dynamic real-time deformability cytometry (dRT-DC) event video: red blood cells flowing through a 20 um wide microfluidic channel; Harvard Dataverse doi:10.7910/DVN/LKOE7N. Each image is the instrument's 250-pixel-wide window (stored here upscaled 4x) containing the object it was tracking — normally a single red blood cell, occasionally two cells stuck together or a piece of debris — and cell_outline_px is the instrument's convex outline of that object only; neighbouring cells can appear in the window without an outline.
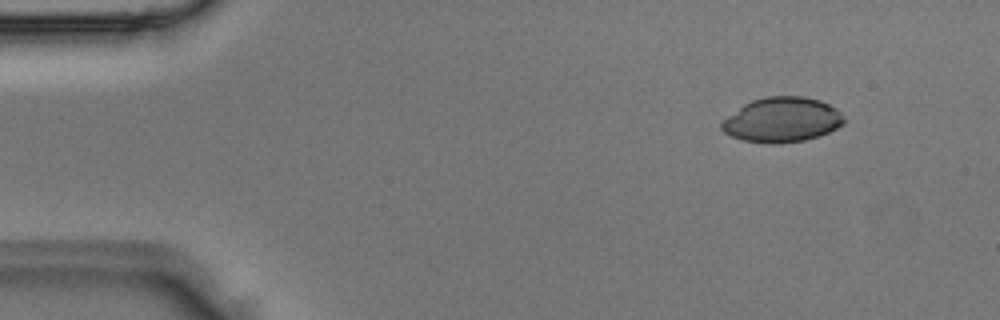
{"species": "Egyptian fruit bat (a non-hibernating species)", "species_latin": "Rousettus aegyptiacus", "temperature_condition": "room temperature", "stored_images_in_passage": 3, "camera_frame_rate_fps": 3000, "um_per_image_px": 0.085, "animal": {"sex": "male"}, "frame": {"image": 1, "passage_image": 1, "time_ms": 0.0, "image_size_px": [1000, 320], "cell_outline_px": [[844, 124], [828, 132], [804, 140], [780, 144], [772, 144], [740, 140], [724, 132], [720, 128], [720, 124], [728, 116], [744, 104], [752, 100], [768, 96], [804, 96], [820, 100], [828, 104], [840, 112], [844, 116]], "centroid_in_image_um": [66.46, 10.19], "position_along_channel_um": 18.5, "area_um2": 31.91}}
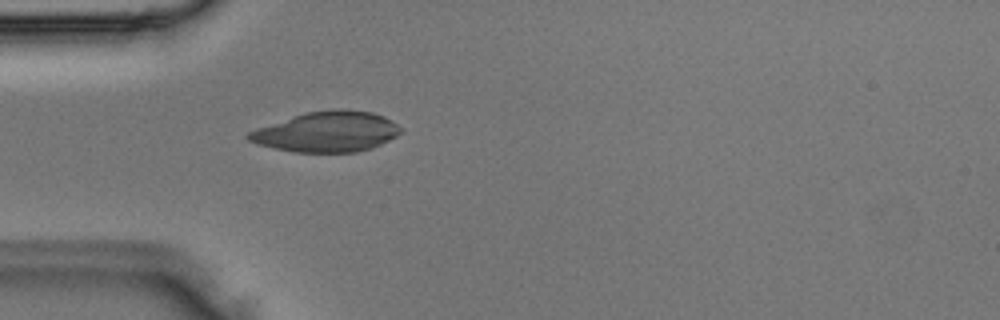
{"frame": {"image": 2, "passage_image": 3, "time_ms": 0.667, "image_size_px": [1000, 320], "cell_outline_px": [[404, 132], [372, 148], [356, 152], [292, 152], [256, 144], [248, 140], [244, 136], [248, 132], [256, 128], [304, 112], [372, 112], [384, 116], [392, 120], [404, 128]], "centroid_in_image_um": [27.77, 11.24], "position_along_channel_um": 57.2, "area_um2": 35.2}}